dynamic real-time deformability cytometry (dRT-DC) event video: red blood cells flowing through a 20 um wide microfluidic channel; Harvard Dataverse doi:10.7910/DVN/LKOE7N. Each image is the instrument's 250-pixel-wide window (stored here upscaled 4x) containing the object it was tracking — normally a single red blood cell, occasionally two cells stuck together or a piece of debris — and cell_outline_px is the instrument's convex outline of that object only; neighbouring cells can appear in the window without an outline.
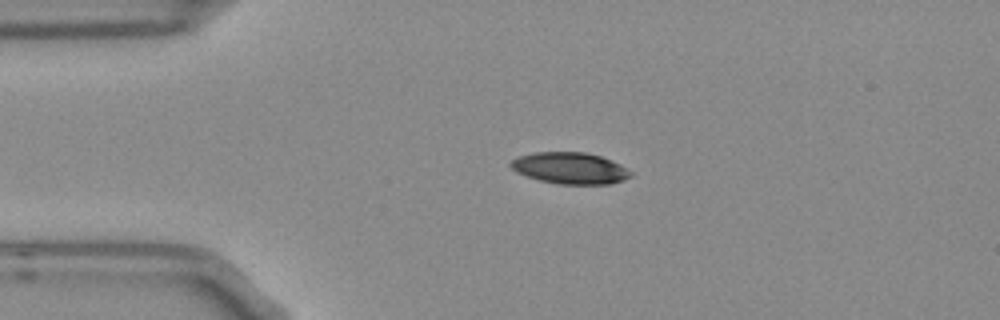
{"species": "Egyptian fruit bat (a non-hibernating species)", "species_latin": "Rousettus aegyptiacus", "temperature_condition": "room temperature", "stored_images_in_passage": 4, "camera_frame_rate_fps": 3000, "um_per_image_px": 0.085, "frame": {"image": 1, "passage_image": 3, "time_ms": 0.667, "image_size_px": [1000, 320], "cell_outline_px": [[632, 176], [624, 180], [612, 184], [560, 184], [540, 180], [516, 172], [508, 164], [512, 160], [520, 156], [536, 152], [584, 152], [600, 156], [620, 164], [628, 168], [632, 172]], "centroid_in_image_um": [48.49, 14.3], "position_along_channel_um": 36.5, "area_um2": 21.96}}